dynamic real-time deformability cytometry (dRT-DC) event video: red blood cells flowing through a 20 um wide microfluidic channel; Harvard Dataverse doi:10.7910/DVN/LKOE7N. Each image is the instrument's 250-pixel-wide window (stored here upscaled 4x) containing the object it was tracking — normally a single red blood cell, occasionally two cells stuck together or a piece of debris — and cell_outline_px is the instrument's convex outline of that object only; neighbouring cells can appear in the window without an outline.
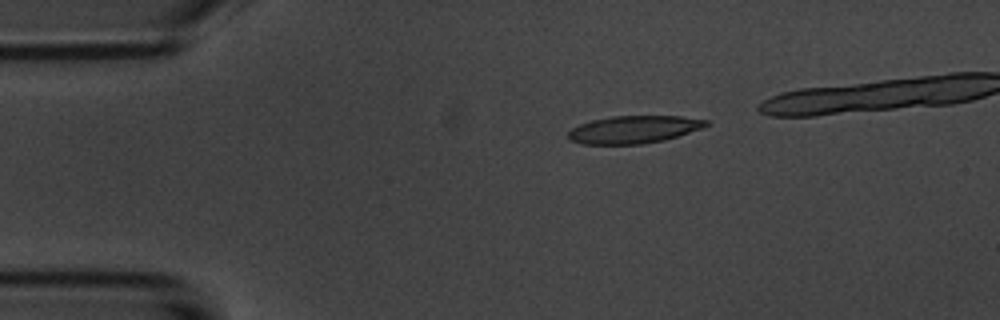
{"species": "common noctule bat (a hibernating species)", "species_latin": "Nyctalus noctula", "temperature_condition": "room temperature", "stored_images_in_passage": 12, "camera_frame_rate_fps": 3000, "um_per_image_px": 0.085, "animal": {"sex": "male", "body_mass_g": 20.1, "forearm_length_mm": 53.5}, "frame": {"image": 1, "passage_image": 1, "time_ms": 0.0, "image_size_px": [1000, 320], "cell_outline_px": [[708, 124], [704, 128], [664, 140], [640, 144], [584, 144], [572, 140], [568, 136], [568, 132], [572, 128], [580, 124], [592, 120], [612, 116], [680, 116], [708, 120]], "centroid_in_image_um": [53.9, 11.0], "position_along_channel_um": 31.1, "area_um2": 22.02}}
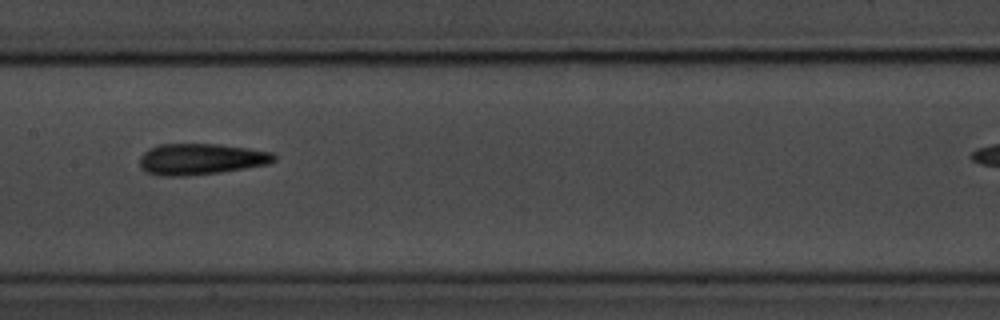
{"frame": {"image": 2, "passage_image": 6, "time_ms": 5.667, "image_size_px": [1000, 320], "cell_outline_px": [[276, 160], [268, 164], [244, 168], [216, 172], [184, 176], [164, 176], [148, 172], [140, 168], [140, 156], [144, 152], [160, 144], [220, 144], [248, 148], [272, 152], [276, 156]], "centroid_in_image_um": [17.08, 13.51], "position_along_channel_um": 190.3, "area_um2": 24.16}}